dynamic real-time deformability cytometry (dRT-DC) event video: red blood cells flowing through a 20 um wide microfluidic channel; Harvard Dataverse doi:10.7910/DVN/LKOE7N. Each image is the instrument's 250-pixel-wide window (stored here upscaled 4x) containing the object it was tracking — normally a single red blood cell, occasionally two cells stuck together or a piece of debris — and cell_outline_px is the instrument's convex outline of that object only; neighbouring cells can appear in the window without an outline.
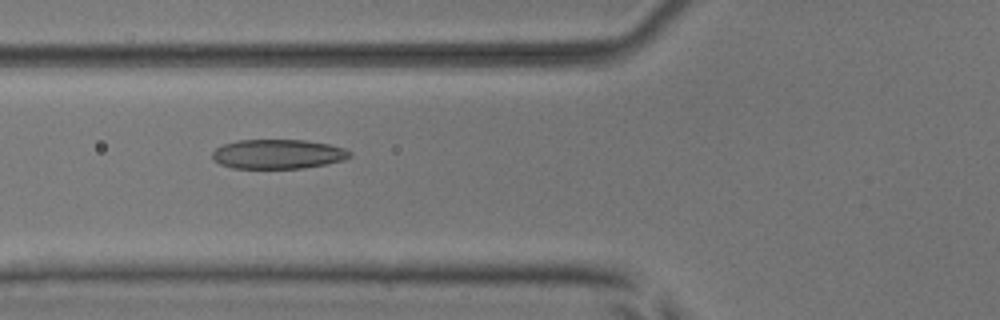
{"species": "common noctule bat (a hibernating species)", "species_latin": "Nyctalus noctula", "temperature_condition": "room temperature", "stored_images_in_passage": 48, "camera_frame_rate_fps": 3000, "um_per_image_px": 0.085, "animal": {"sex": "male", "body_mass_g": 17.9, "forearm_length_mm": 54.2}, "frame": {"image": 1, "passage_image": 15, "time_ms": 4.667, "image_size_px": [1000, 320], "cell_outline_px": [[352, 156], [344, 160], [304, 168], [232, 168], [220, 164], [212, 160], [212, 152], [216, 148], [224, 144], [236, 140], [304, 140], [328, 144], [344, 148], [352, 152]], "centroid_in_image_um": [23.61, 13.1], "position_along_channel_um": 102.2, "area_um2": 23.64}}
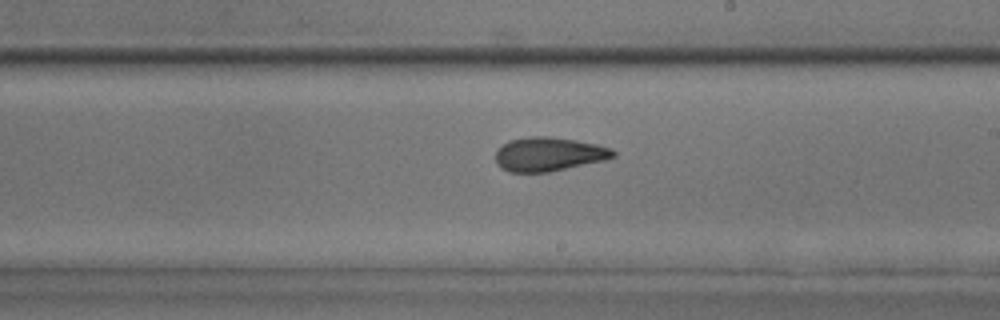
{"frame": {"image": 2, "passage_image": 26, "time_ms": 8.333, "image_size_px": [1000, 320], "cell_outline_px": [[616, 156], [604, 160], [548, 172], [508, 172], [500, 168], [496, 164], [496, 148], [508, 140], [528, 136], [548, 136], [576, 140], [596, 144], [612, 148], [616, 152]], "centroid_in_image_um": [46.6, 13.1], "position_along_channel_um": 242.4, "area_um2": 23.47}}
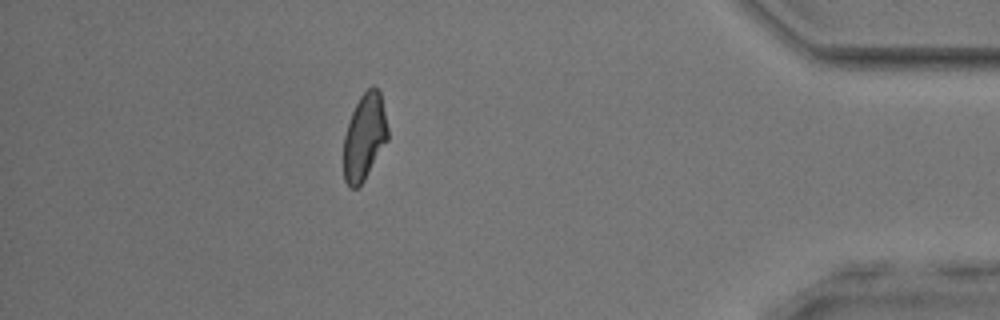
{"frame": {"image": 3, "passage_image": 42, "time_ms": 13.667, "image_size_px": [1000, 320], "cell_outline_px": [[388, 140], [364, 180], [356, 188], [348, 188], [344, 180], [344, 136], [352, 112], [360, 96], [372, 84], [380, 92], [388, 128]], "centroid_in_image_um": [30.98, 11.65], "position_along_channel_um": 404.2, "area_um2": 22.14}, "authors_computed_cell_mechanics": {"area_um2": 23.2067, "velocity_mm_per_s": 3.8405, "shape_relaxation_time_tau1_ms": null, "shape_relaxation_time_tau2_ms": 1.914, "deformation_change_tau1": null, "deformation_change_tau2": 0.0875}}